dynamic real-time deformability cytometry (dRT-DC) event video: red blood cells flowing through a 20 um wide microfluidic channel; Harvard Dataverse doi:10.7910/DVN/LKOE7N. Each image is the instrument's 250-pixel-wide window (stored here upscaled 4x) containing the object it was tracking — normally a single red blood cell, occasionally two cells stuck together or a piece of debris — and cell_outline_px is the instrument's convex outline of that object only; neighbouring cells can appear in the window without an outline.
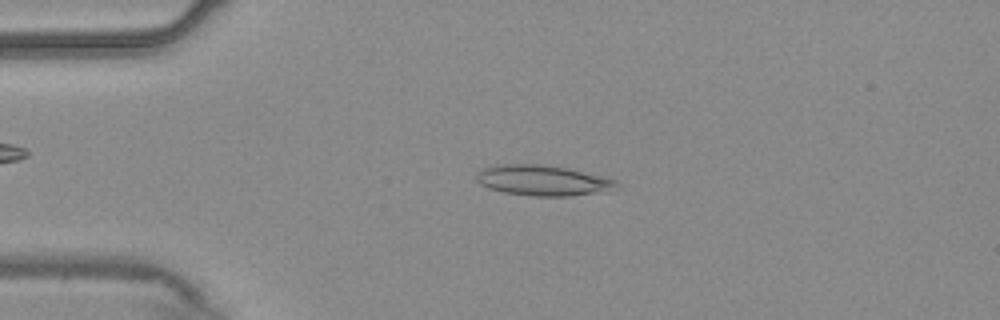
{"species": "common noctule bat (a hibernating species)", "species_latin": "Nyctalus noctula", "temperature_condition": "warm", "stored_images_in_passage": 54, "camera_frame_rate_fps": 3000, "um_per_image_px": 0.085, "animal": {"sex": "male", "body_mass_g": 20.4}, "frame": {"image": 1, "passage_image": 12, "time_ms": 3.667, "image_size_px": [1000, 320], "cell_outline_px": [[616, 184], [612, 192], [568, 196], [532, 196], [504, 192], [488, 188], [480, 184], [476, 180], [476, 176], [484, 168], [496, 164], [540, 164], [568, 168], [616, 180]], "centroid_in_image_um": [46.15, 15.34], "position_along_channel_um": 38.9, "area_um2": 24.91}}
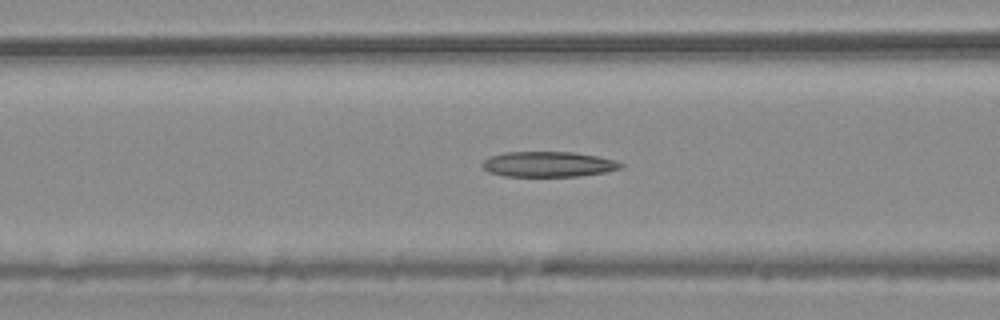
{"frame": {"image": 2, "passage_image": 21, "time_ms": 6.667, "image_size_px": [1000, 320], "cell_outline_px": [[624, 164], [620, 168], [608, 172], [576, 176], [504, 176], [488, 172], [480, 164], [488, 156], [504, 152], [572, 152], [596, 156], [612, 160]], "centroid_in_image_um": [46.55, 13.96], "position_along_channel_um": 120.1, "area_um2": 20.4}}
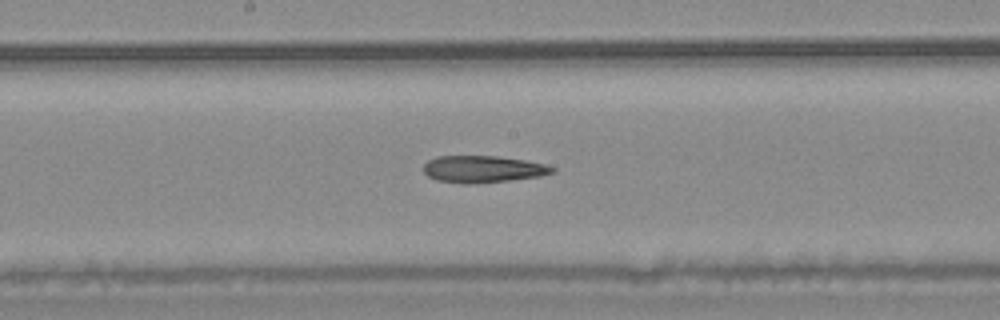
{"frame": {"image": 3, "passage_image": 28, "time_ms": 9.0, "image_size_px": [1000, 320], "cell_outline_px": [[556, 172], [540, 176], [508, 180], [468, 184], [464, 184], [436, 180], [428, 176], [424, 172], [424, 164], [428, 160], [436, 156], [496, 156], [524, 160], [544, 164], [556, 168]], "centroid_in_image_um": [41.03, 14.37], "position_along_channel_um": 207.2, "area_um2": 20.11}}